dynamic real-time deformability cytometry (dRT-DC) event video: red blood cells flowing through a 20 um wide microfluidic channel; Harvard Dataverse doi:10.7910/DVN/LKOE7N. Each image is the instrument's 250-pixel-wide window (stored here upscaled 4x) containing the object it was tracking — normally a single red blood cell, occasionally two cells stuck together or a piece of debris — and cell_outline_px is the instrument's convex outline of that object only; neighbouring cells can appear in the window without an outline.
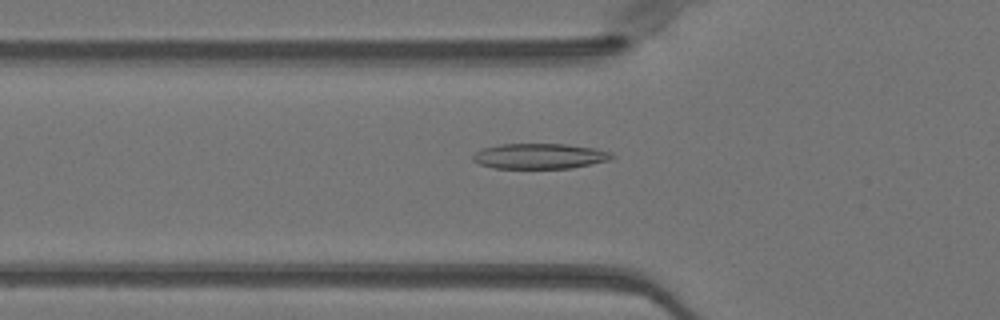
{"species": "Egyptian fruit bat (a non-hibernating species)", "species_latin": "Rousettus aegyptiacus", "temperature_condition": "warm", "stored_images_in_passage": 51, "camera_frame_rate_fps": 3000, "um_per_image_px": 0.085, "animal": {"sex": "female"}, "frame": {"image": 1, "passage_image": 18, "time_ms": 5.667, "image_size_px": [1000, 320], "cell_outline_px": [[616, 156], [612, 160], [572, 168], [492, 168], [480, 164], [472, 160], [472, 156], [476, 152], [484, 148], [500, 144], [568, 144], [596, 148], [612, 152]], "centroid_in_image_um": [45.94, 13.27], "position_along_channel_um": 79.9, "area_um2": 20.75}}
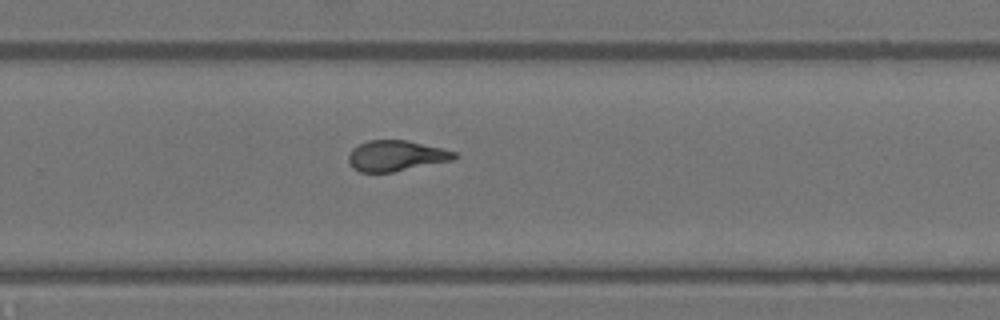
{"frame": {"image": 2, "passage_image": 34, "time_ms": 11.0, "image_size_px": [1000, 320], "cell_outline_px": [[456, 156], [452, 160], [392, 172], [360, 172], [352, 168], [348, 160], [348, 156], [352, 148], [368, 140], [408, 140], [456, 152]], "centroid_in_image_um": [33.62, 13.24], "position_along_channel_um": 296.2, "area_um2": 18.73}}
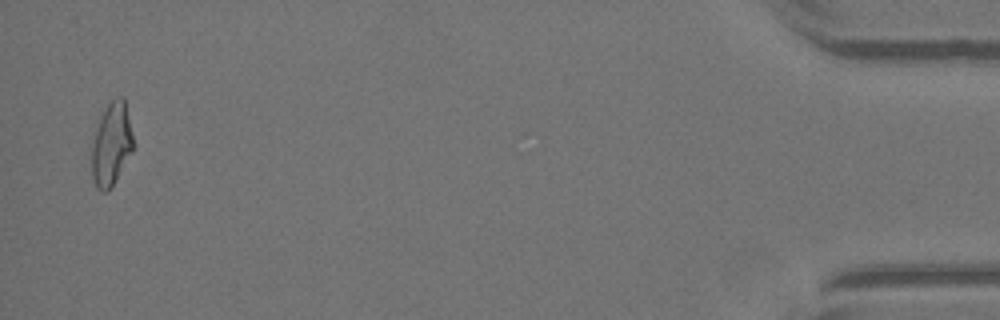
{"frame": {"image": 3, "passage_image": 50, "time_ms": 16.333, "image_size_px": [1000, 320], "cell_outline_px": [[132, 152], [108, 192], [100, 192], [96, 188], [92, 176], [92, 148], [96, 128], [108, 104], [112, 100], [120, 96], [124, 96], [132, 136]], "centroid_in_image_um": [9.46, 12.3], "position_along_channel_um": 425.7, "area_um2": 19.54}, "authors_computed_cell_mechanics": {"area_um2": 19.4208, "velocity_mm_per_s": 4.0524, "shape_relaxation_time_tau1_ms": 5.3335, "shape_relaxation_time_tau2_ms": 1.6555, "deformation_change_tau1": 0.2178, "deformation_change_tau2": 0.1034}}